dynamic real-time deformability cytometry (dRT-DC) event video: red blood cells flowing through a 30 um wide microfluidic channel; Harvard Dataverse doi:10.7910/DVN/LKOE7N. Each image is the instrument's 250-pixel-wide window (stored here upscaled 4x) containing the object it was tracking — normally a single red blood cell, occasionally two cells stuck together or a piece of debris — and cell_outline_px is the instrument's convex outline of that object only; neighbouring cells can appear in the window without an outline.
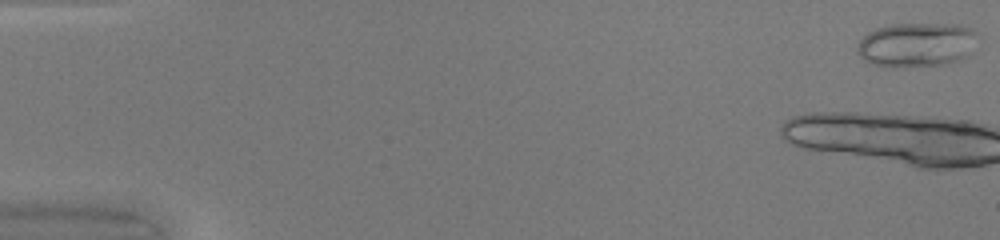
{"species": "common noctule bat (a hibernating species)", "species_latin": "Nyctalus noctula", "temperature_condition": "warm", "stored_images_in_passage": 17, "camera_frame_rate_fps": 3000, "um_per_image_px": 0.085, "animal": {"sex": "female", "body_mass_g": 20.0, "forearm_length_mm": 54.0}, "frame": {"image": 1, "passage_image": 1, "time_ms": 0.0, "image_size_px": [1000, 240], "cell_outline_px": [[980, 36], [968, 52], [960, 60], [944, 64], [904, 68], [892, 68], [872, 64], [864, 60], [856, 52], [856, 48], [860, 40], [868, 32], [876, 28], [892, 24], [960, 24], [972, 28]], "centroid_in_image_um": [77.89, 3.81], "position_along_channel_um": 7.1, "area_um2": 31.56}}